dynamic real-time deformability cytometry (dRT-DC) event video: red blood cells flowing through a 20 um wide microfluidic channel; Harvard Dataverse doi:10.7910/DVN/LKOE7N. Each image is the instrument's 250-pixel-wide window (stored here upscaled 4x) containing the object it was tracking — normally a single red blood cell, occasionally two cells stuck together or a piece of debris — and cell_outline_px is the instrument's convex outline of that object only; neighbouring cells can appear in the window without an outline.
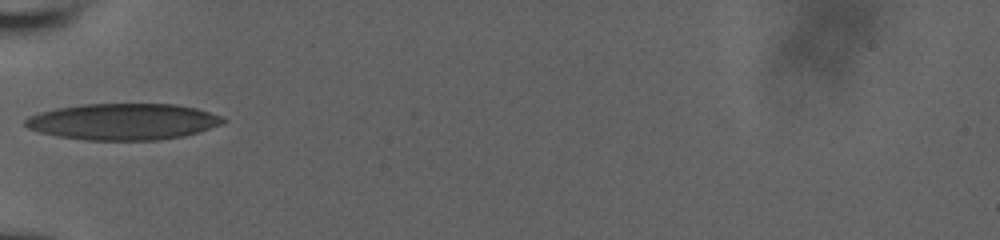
{"species": "human", "species_latin": "Homo sapiens", "temperature_condition": "room temperature", "stored_images_in_passage": 36, "camera_frame_rate_fps": 3000, "um_per_image_px": 0.085, "donor": {"sex": "male"}, "frame": {"image": 1, "passage_image": 1, "time_ms": 0.0, "image_size_px": [1000, 240], "cell_outline_px": [[228, 120], [224, 124], [200, 132], [184, 136], [156, 140], [84, 140], [56, 136], [40, 132], [28, 128], [24, 124], [24, 120], [28, 116], [40, 112], [56, 108], [80, 104], [176, 104], [196, 108], [220, 116]], "centroid_in_image_um": [10.47, 10.34], "position_along_channel_um": 74.5, "area_um2": 42.19}}
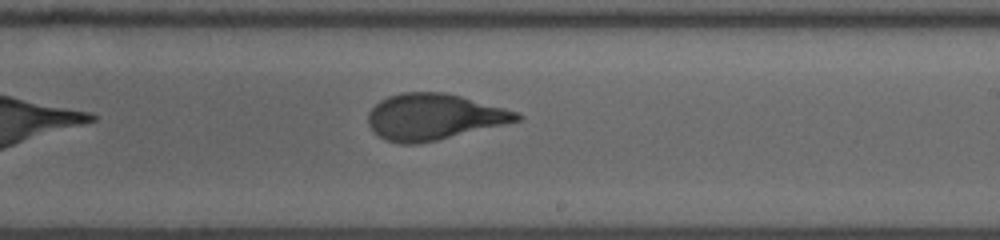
{"frame": {"image": 2, "passage_image": 15, "time_ms": 4.667, "image_size_px": [1000, 240], "cell_outline_px": [[524, 116], [520, 120], [436, 140], [416, 144], [400, 144], [388, 140], [380, 136], [368, 124], [368, 112], [380, 100], [388, 96], [400, 92], [444, 92], [460, 96], [520, 112]], "centroid_in_image_um": [36.87, 9.91], "position_along_channel_um": 252.1, "area_um2": 39.54}}
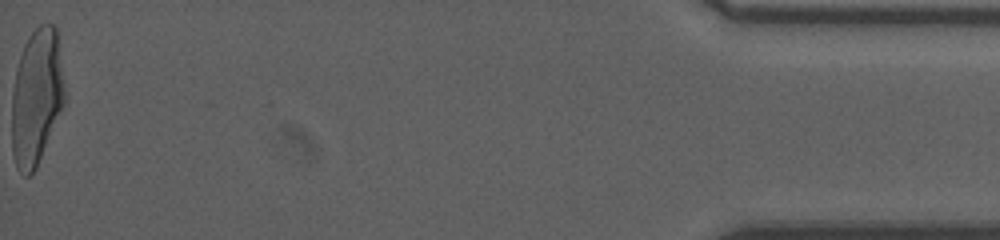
{"frame": {"image": 3, "passage_image": 36, "time_ms": 11.667, "image_size_px": [1000, 240], "cell_outline_px": [[64, 104], [36, 168], [28, 176], [24, 176], [16, 168], [12, 152], [12, 92], [16, 68], [24, 44], [32, 32], [40, 24], [56, 24], [64, 88]], "centroid_in_image_um": [3.09, 8.25], "position_along_channel_um": 432.1, "area_um2": 41.73}, "authors_computed_cell_mechanics": {"area_um2": 40.1421, "velocity_mm_per_s": 3.8175, "shape_relaxation_time_tau1_ms": 4.7346, "shape_relaxation_time_tau2_ms": null, "deformation_change_tau1": 0.2265, "deformation_change_tau2": null}}